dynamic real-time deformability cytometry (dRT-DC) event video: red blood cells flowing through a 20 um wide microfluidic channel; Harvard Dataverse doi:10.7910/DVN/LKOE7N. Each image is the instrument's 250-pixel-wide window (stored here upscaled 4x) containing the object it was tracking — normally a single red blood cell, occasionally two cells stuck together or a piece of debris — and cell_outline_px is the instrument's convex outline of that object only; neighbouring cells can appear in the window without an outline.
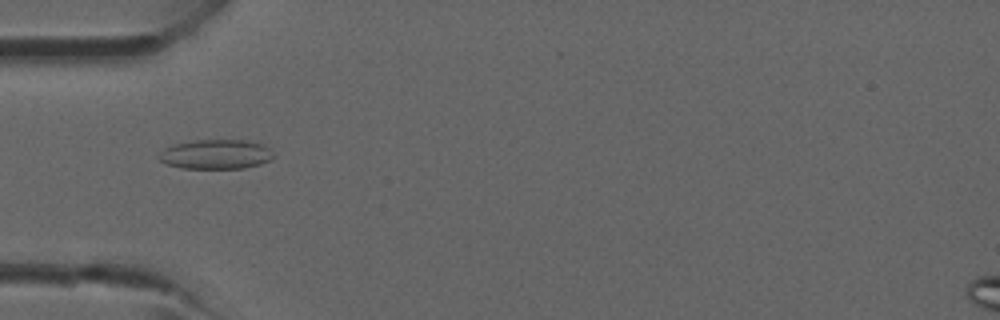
{"species": "common noctule bat (a hibernating species)", "species_latin": "Nyctalus noctula", "temperature_condition": "room temperature", "stored_images_in_passage": 39, "camera_frame_rate_fps": 3000, "um_per_image_px": 0.085, "animal": {"sex": "male", "forearm_length_mm": 52.5}, "frame": {"image": 1, "passage_image": 11, "time_ms": 3.333, "image_size_px": [1000, 320], "cell_outline_px": [[276, 156], [272, 160], [260, 164], [244, 168], [180, 168], [168, 164], [160, 160], [156, 156], [164, 148], [176, 144], [196, 140], [244, 140], [264, 144]], "centroid_in_image_um": [18.38, 13.12], "position_along_channel_um": 66.6, "area_um2": 19.77}}
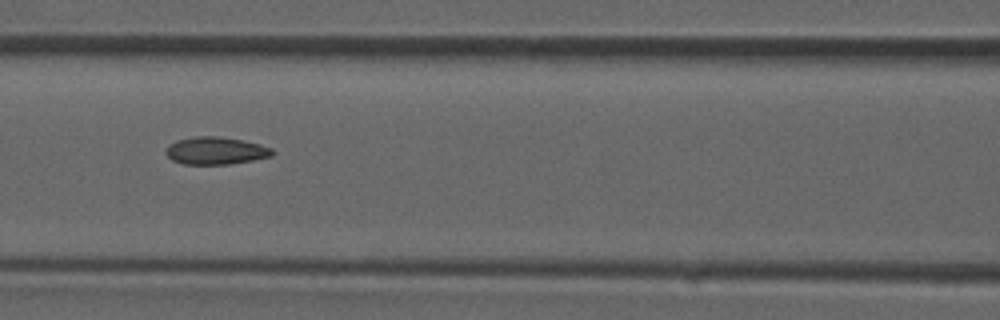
{"frame": {"image": 2, "passage_image": 16, "time_ms": 5.0, "image_size_px": [1000, 320], "cell_outline_px": [[276, 152], [272, 156], [232, 164], [184, 164], [172, 160], [168, 156], [168, 144], [176, 140], [196, 136], [220, 136], [260, 144], [272, 148]], "centroid_in_image_um": [18.37, 12.81], "position_along_channel_um": 148.2, "area_um2": 16.99}}
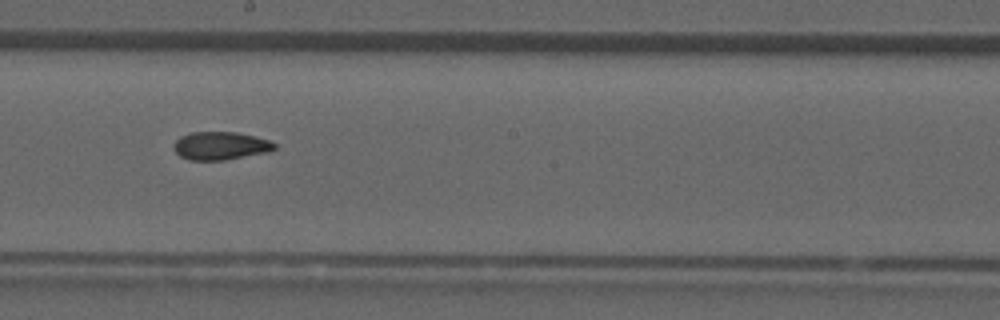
{"frame": {"image": 3, "passage_image": 21, "time_ms": 6.667, "image_size_px": [1000, 320], "cell_outline_px": [[276, 148], [268, 152], [224, 160], [188, 160], [180, 156], [172, 148], [176, 140], [180, 136], [192, 132], [236, 132], [268, 140], [276, 144]], "centroid_in_image_um": [18.71, 12.39], "position_along_channel_um": 229.5, "area_um2": 16.42}}